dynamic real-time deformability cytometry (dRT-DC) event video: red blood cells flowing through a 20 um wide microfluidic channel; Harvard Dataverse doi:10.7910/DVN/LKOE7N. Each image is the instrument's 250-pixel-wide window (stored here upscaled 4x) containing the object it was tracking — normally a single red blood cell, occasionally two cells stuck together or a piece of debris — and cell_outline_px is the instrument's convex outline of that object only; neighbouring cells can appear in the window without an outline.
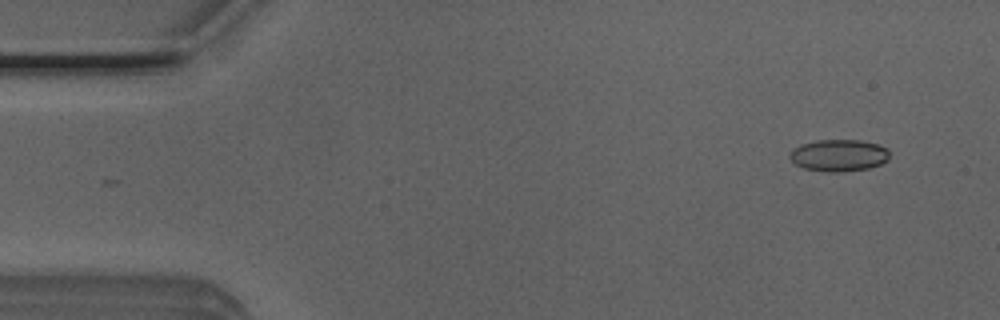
{"species": "Egyptian fruit bat (a non-hibernating species)", "species_latin": "Rousettus aegyptiacus", "temperature_condition": "room temperature", "stored_images_in_passage": 4, "camera_frame_rate_fps": 3000, "um_per_image_px": 0.085, "animal": {"sex": "male"}, "frame": {"image": 1, "passage_image": 1, "time_ms": 0.0, "image_size_px": [1000, 320], "cell_outline_px": [[888, 160], [880, 164], [868, 168], [840, 172], [828, 172], [804, 168], [796, 164], [788, 156], [792, 148], [800, 144], [816, 140], [860, 140], [880, 144], [888, 148]], "centroid_in_image_um": [71.29, 13.19], "position_along_channel_um": 13.7, "area_um2": 18.67}}
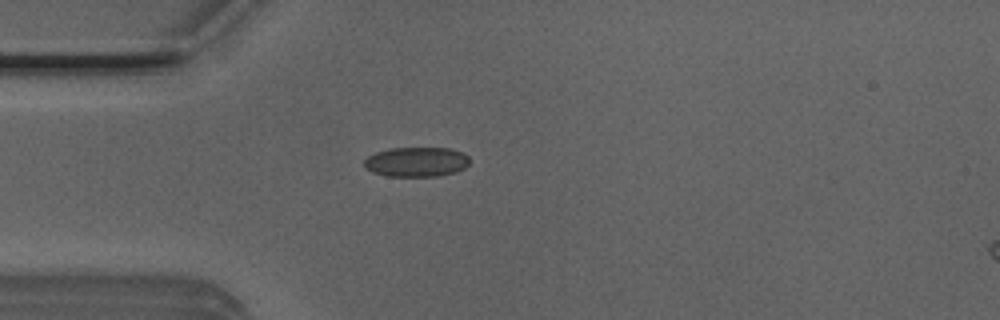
{"frame": {"image": 2, "passage_image": 4, "time_ms": 1.0, "image_size_px": [1000, 320], "cell_outline_px": [[468, 164], [464, 168], [456, 172], [440, 176], [388, 176], [372, 172], [364, 168], [364, 160], [368, 156], [376, 152], [392, 148], [448, 148], [464, 152], [468, 156]], "centroid_in_image_um": [35.39, 13.76], "position_along_channel_um": 49.6, "area_um2": 18.32}}